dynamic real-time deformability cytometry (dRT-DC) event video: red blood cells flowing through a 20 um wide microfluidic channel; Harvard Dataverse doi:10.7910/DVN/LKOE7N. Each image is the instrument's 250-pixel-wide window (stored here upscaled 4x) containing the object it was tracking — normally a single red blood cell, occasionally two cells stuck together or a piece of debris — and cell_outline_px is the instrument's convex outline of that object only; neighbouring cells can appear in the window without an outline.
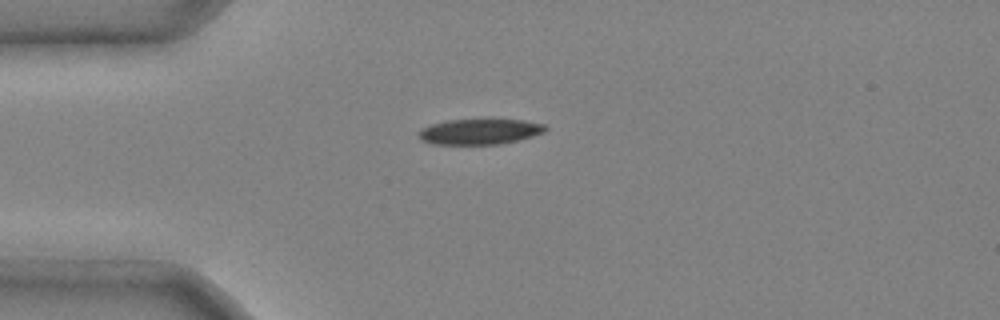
{"species": "common noctule bat (a hibernating species)", "species_latin": "Nyctalus noctula", "temperature_condition": "cold", "stored_images_in_passage": 2, "camera_frame_rate_fps": 3000, "um_per_image_px": 0.085, "animal": {"sex": "male", "body_mass_g": 20.4}, "frame": {"image": 1, "passage_image": 1, "time_ms": 0.0, "image_size_px": [1000, 320], "cell_outline_px": [[548, 128], [544, 132], [532, 136], [500, 144], [432, 144], [420, 140], [416, 136], [416, 132], [420, 128], [432, 124], [448, 120], [488, 116], [524, 120], [544, 124]], "centroid_in_image_um": [40.74, 11.13], "position_along_channel_um": 44.3, "area_um2": 19.94}}